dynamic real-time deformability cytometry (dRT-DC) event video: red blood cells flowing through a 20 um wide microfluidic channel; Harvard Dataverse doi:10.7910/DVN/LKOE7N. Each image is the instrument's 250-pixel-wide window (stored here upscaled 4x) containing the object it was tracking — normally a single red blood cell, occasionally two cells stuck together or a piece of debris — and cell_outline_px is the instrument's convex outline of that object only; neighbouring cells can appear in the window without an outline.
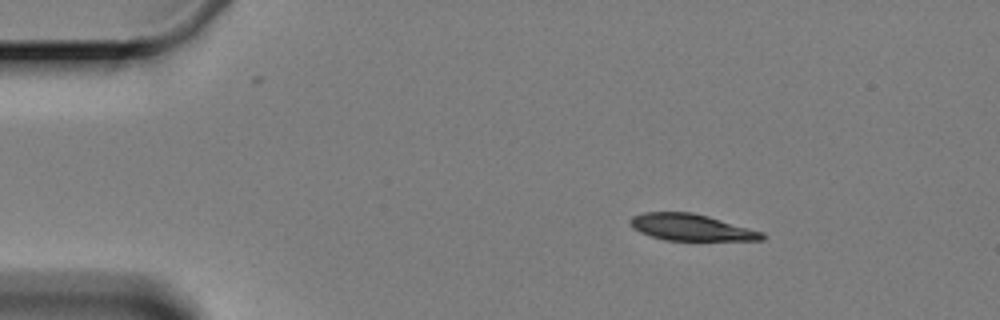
{"species": "Egyptian fruit bat (a non-hibernating species)", "species_latin": "Rousettus aegyptiacus", "temperature_condition": "cold", "stored_images_in_passage": 3, "camera_frame_rate_fps": 3000, "um_per_image_px": 0.085, "animal": {"sex": "female"}, "frame": {"image": 1, "passage_image": 1, "time_ms": 0.0, "image_size_px": [1000, 320], "cell_outline_px": [[768, 236], [764, 240], [664, 240], [640, 232], [632, 228], [628, 220], [632, 216], [644, 212], [692, 212], [708, 216], [764, 232]], "centroid_in_image_um": [58.76, 19.32], "position_along_channel_um": 26.2, "area_um2": 20.46}}